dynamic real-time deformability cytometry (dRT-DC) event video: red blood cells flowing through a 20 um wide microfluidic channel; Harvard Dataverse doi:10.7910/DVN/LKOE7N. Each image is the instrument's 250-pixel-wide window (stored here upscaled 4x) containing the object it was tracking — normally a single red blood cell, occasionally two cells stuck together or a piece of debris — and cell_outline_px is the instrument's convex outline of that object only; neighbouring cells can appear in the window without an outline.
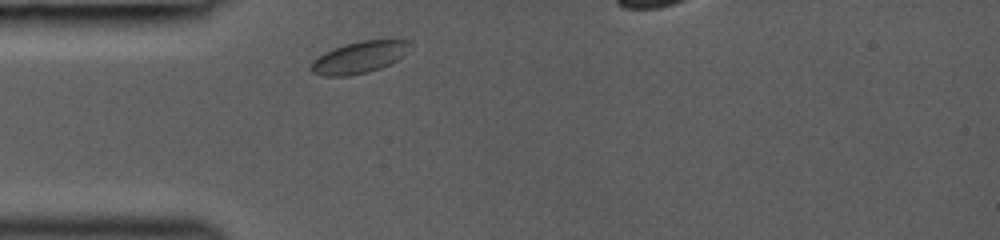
{"species": "common noctule bat (a hibernating species)", "species_latin": "Nyctalus noctula", "temperature_condition": "room temperature", "stored_images_in_passage": 16, "segment_of_instrument_passage": [1, 2], "camera_frame_rate_fps": 3000, "um_per_image_px": 0.085, "animal": {"sex": "female", "body_mass_g": 19.0, "forearm_length_mm": 53.3}, "frame": {"image": 1, "passage_image": 1, "time_ms": 0.0, "image_size_px": [1000, 240], "cell_outline_px": [[412, 44], [408, 52], [404, 56], [380, 68], [368, 72], [348, 76], [324, 76], [312, 72], [308, 68], [312, 60], [324, 52], [344, 44], [360, 40], [412, 40]], "centroid_in_image_um": [30.53, 4.87], "position_along_channel_um": 54.5, "area_um2": 18.55}}
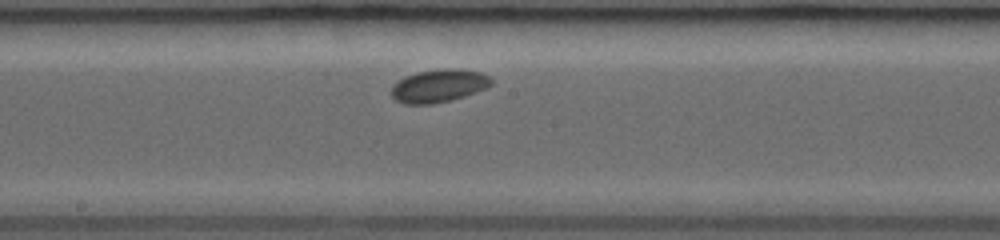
{"frame": {"image": 2, "passage_image": 7, "time_ms": 4.0, "image_size_px": [1000, 240], "cell_outline_px": [[492, 84], [488, 88], [452, 100], [432, 104], [404, 104], [396, 100], [392, 96], [392, 88], [404, 76], [416, 72], [444, 68], [460, 68], [480, 72], [488, 76], [492, 80]], "centroid_in_image_um": [37.33, 7.29], "position_along_channel_um": 210.9, "area_um2": 19.25}}
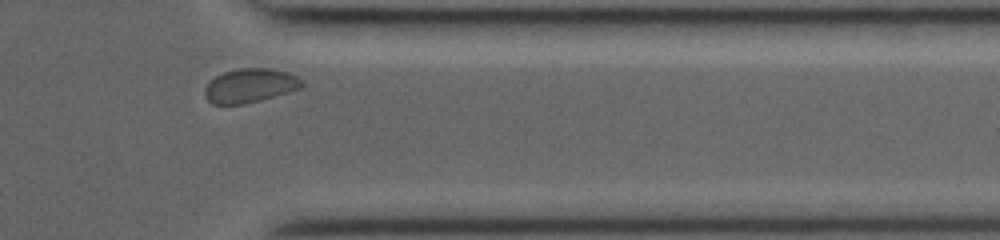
{"frame": {"image": 3, "passage_image": 14, "time_ms": 8.333, "image_size_px": [1000, 240], "cell_outline_px": [[304, 84], [300, 88], [288, 92], [260, 100], [244, 104], [212, 104], [204, 96], [204, 88], [216, 76], [224, 72], [240, 68], [268, 68], [288, 72], [296, 76]], "centroid_in_image_um": [21.23, 7.28], "position_along_channel_um": 390.2, "area_um2": 19.07}}